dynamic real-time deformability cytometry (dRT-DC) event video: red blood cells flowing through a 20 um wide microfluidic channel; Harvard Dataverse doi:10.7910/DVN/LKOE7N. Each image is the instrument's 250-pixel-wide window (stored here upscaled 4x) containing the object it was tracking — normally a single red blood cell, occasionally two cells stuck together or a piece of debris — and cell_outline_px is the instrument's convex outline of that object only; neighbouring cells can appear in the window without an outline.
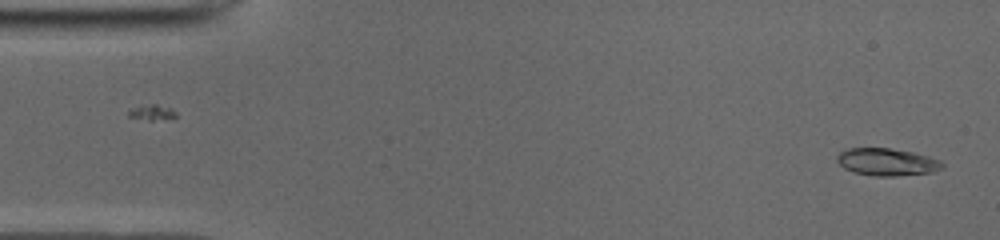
{"species": "common noctule bat (a hibernating species)", "species_latin": "Nyctalus noctula", "temperature_condition": "cold", "stored_images_in_passage": 49, "camera_frame_rate_fps": 3000, "um_per_image_px": 0.085, "animal": {"sex": "male", "body_mass_g": 19.0, "forearm_length_mm": 50.8}, "frame": {"image": 1, "passage_image": 1, "time_ms": 0.0, "image_size_px": [1000, 240], "cell_outline_px": [[944, 168], [932, 172], [892, 176], [876, 176], [852, 172], [844, 168], [836, 160], [836, 156], [840, 152], [848, 148], [888, 148], [912, 152], [928, 156], [940, 160], [944, 164]], "centroid_in_image_um": [75.38, 13.77], "position_along_channel_um": 9.6, "area_um2": 16.76}}
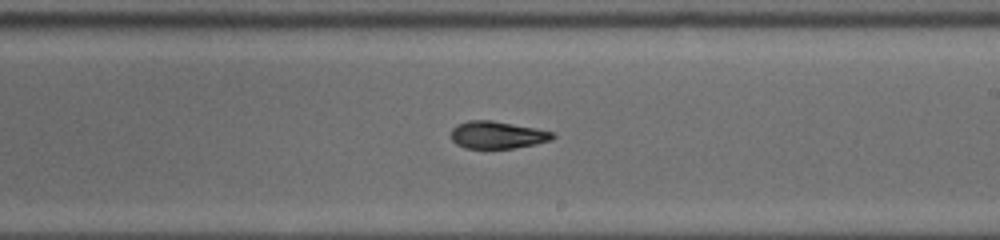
{"frame": {"image": 2, "passage_image": 28, "time_ms": 9.0, "image_size_px": [1000, 240], "cell_outline_px": [[556, 136], [552, 140], [536, 144], [512, 148], [464, 148], [456, 144], [452, 140], [452, 128], [456, 124], [468, 120], [492, 120], [536, 128], [556, 132]], "centroid_in_image_um": [42.3, 11.46], "position_along_channel_um": 246.7, "area_um2": 16.36}}
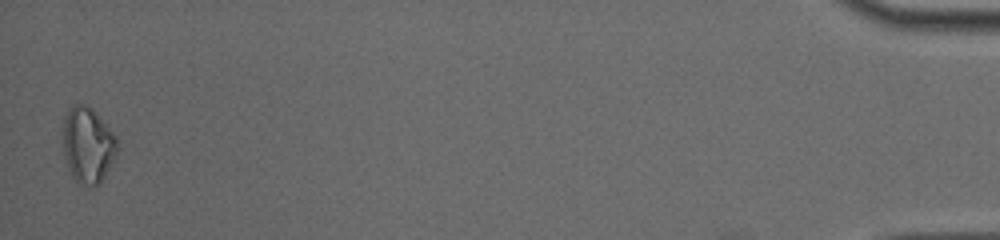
{"frame": {"image": 3, "passage_image": 49, "time_ms": 16.0, "image_size_px": [1000, 240], "cell_outline_px": [[116, 156], [100, 184], [80, 184], [72, 176], [68, 168], [64, 152], [64, 116], [68, 108], [72, 104], [84, 104], [92, 108], [116, 136]], "centroid_in_image_um": [7.46, 12.3], "position_along_channel_um": 427.7, "area_um2": 23.64}, "authors_computed_cell_mechanics": {"area_um2": 16.8198, "velocity_mm_per_s": 3.9408, "shape_relaxation_time_tau1_ms": 5.816, "shape_relaxation_time_tau2_ms": 5.7941, "deformation_change_tau1": 0.1811, "deformation_change_tau2": 0.1196}}